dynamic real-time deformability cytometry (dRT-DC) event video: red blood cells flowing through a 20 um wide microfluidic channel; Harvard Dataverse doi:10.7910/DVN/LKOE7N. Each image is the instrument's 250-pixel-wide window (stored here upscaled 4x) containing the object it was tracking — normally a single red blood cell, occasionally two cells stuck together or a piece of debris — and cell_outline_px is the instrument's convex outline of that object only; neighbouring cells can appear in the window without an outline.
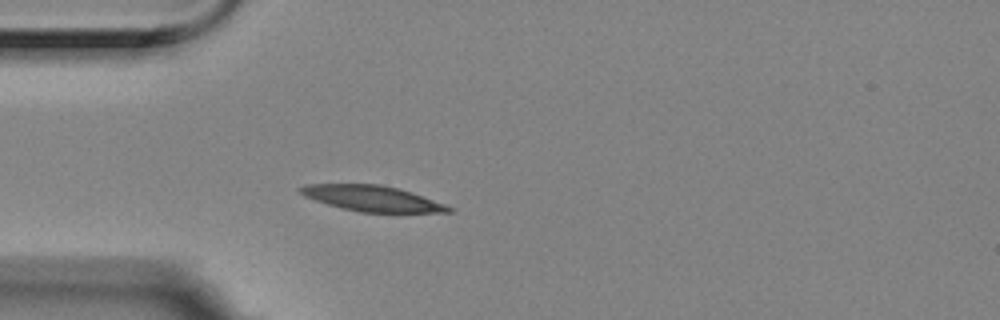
{"species": "Egyptian fruit bat (a non-hibernating species)", "species_latin": "Rousettus aegyptiacus", "temperature_condition": "room temperature", "stored_images_in_passage": 4, "camera_frame_rate_fps": 3000, "um_per_image_px": 0.085, "animal": {"sex": "female"}, "frame": {"image": 1, "passage_image": 4, "time_ms": 1.0, "image_size_px": [1000, 320], "cell_outline_px": [[456, 212], [360, 212], [328, 204], [304, 196], [296, 188], [308, 184], [380, 184], [396, 188], [444, 204], [452, 208]], "centroid_in_image_um": [31.58, 16.86], "position_along_channel_um": 53.4, "area_um2": 21.62}}